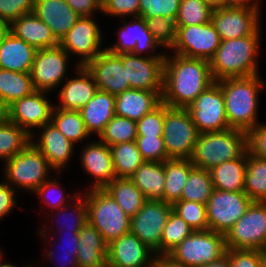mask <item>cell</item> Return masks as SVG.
Returning <instances> with one entry per match:
<instances>
[{
  "instance_id": "1",
  "label": "cell",
  "mask_w": 266,
  "mask_h": 267,
  "mask_svg": "<svg viewBox=\"0 0 266 267\" xmlns=\"http://www.w3.org/2000/svg\"><path fill=\"white\" fill-rule=\"evenodd\" d=\"M170 54L166 51L162 102L173 108H187L215 82L211 67L204 59Z\"/></svg>"
},
{
  "instance_id": "2",
  "label": "cell",
  "mask_w": 266,
  "mask_h": 267,
  "mask_svg": "<svg viewBox=\"0 0 266 267\" xmlns=\"http://www.w3.org/2000/svg\"><path fill=\"white\" fill-rule=\"evenodd\" d=\"M217 82L223 92L229 126L248 132L258 125L259 93L264 88L261 75L226 78Z\"/></svg>"
},
{
  "instance_id": "3",
  "label": "cell",
  "mask_w": 266,
  "mask_h": 267,
  "mask_svg": "<svg viewBox=\"0 0 266 267\" xmlns=\"http://www.w3.org/2000/svg\"><path fill=\"white\" fill-rule=\"evenodd\" d=\"M260 29L261 26L252 35L221 41L209 61L215 81L260 74L257 61L261 51Z\"/></svg>"
},
{
  "instance_id": "4",
  "label": "cell",
  "mask_w": 266,
  "mask_h": 267,
  "mask_svg": "<svg viewBox=\"0 0 266 267\" xmlns=\"http://www.w3.org/2000/svg\"><path fill=\"white\" fill-rule=\"evenodd\" d=\"M247 151V132L229 128L200 133L190 160L197 168L211 170L225 161L243 156Z\"/></svg>"
},
{
  "instance_id": "5",
  "label": "cell",
  "mask_w": 266,
  "mask_h": 267,
  "mask_svg": "<svg viewBox=\"0 0 266 267\" xmlns=\"http://www.w3.org/2000/svg\"><path fill=\"white\" fill-rule=\"evenodd\" d=\"M88 191V192H87ZM83 191L87 202L88 223L110 244L130 232L131 218L104 189Z\"/></svg>"
},
{
  "instance_id": "6",
  "label": "cell",
  "mask_w": 266,
  "mask_h": 267,
  "mask_svg": "<svg viewBox=\"0 0 266 267\" xmlns=\"http://www.w3.org/2000/svg\"><path fill=\"white\" fill-rule=\"evenodd\" d=\"M4 180L15 190L33 193L50 178V167L41 151L31 142L18 154L4 163Z\"/></svg>"
},
{
  "instance_id": "7",
  "label": "cell",
  "mask_w": 266,
  "mask_h": 267,
  "mask_svg": "<svg viewBox=\"0 0 266 267\" xmlns=\"http://www.w3.org/2000/svg\"><path fill=\"white\" fill-rule=\"evenodd\" d=\"M225 252V235L206 230L194 231L166 256L184 267H201L219 259Z\"/></svg>"
},
{
  "instance_id": "8",
  "label": "cell",
  "mask_w": 266,
  "mask_h": 267,
  "mask_svg": "<svg viewBox=\"0 0 266 267\" xmlns=\"http://www.w3.org/2000/svg\"><path fill=\"white\" fill-rule=\"evenodd\" d=\"M199 134L186 108L165 104L162 137L169 159H190Z\"/></svg>"
},
{
  "instance_id": "9",
  "label": "cell",
  "mask_w": 266,
  "mask_h": 267,
  "mask_svg": "<svg viewBox=\"0 0 266 267\" xmlns=\"http://www.w3.org/2000/svg\"><path fill=\"white\" fill-rule=\"evenodd\" d=\"M252 202L244 191L214 189L206 203L209 230L226 235Z\"/></svg>"
},
{
  "instance_id": "10",
  "label": "cell",
  "mask_w": 266,
  "mask_h": 267,
  "mask_svg": "<svg viewBox=\"0 0 266 267\" xmlns=\"http://www.w3.org/2000/svg\"><path fill=\"white\" fill-rule=\"evenodd\" d=\"M266 243V202H252L225 235L226 248L262 250Z\"/></svg>"
},
{
  "instance_id": "11",
  "label": "cell",
  "mask_w": 266,
  "mask_h": 267,
  "mask_svg": "<svg viewBox=\"0 0 266 267\" xmlns=\"http://www.w3.org/2000/svg\"><path fill=\"white\" fill-rule=\"evenodd\" d=\"M186 109L200 133L231 128L227 121L223 92L217 81L206 88Z\"/></svg>"
},
{
  "instance_id": "12",
  "label": "cell",
  "mask_w": 266,
  "mask_h": 267,
  "mask_svg": "<svg viewBox=\"0 0 266 267\" xmlns=\"http://www.w3.org/2000/svg\"><path fill=\"white\" fill-rule=\"evenodd\" d=\"M102 31L93 16H81L60 40L59 45L72 57H79L75 65L85 66L105 48L101 45Z\"/></svg>"
},
{
  "instance_id": "13",
  "label": "cell",
  "mask_w": 266,
  "mask_h": 267,
  "mask_svg": "<svg viewBox=\"0 0 266 267\" xmlns=\"http://www.w3.org/2000/svg\"><path fill=\"white\" fill-rule=\"evenodd\" d=\"M70 58L60 45L37 50L30 71L35 91L51 92L61 86V82L63 85Z\"/></svg>"
},
{
  "instance_id": "14",
  "label": "cell",
  "mask_w": 266,
  "mask_h": 267,
  "mask_svg": "<svg viewBox=\"0 0 266 267\" xmlns=\"http://www.w3.org/2000/svg\"><path fill=\"white\" fill-rule=\"evenodd\" d=\"M172 204L162 200H147L143 207L131 217L130 232L160 256V240Z\"/></svg>"
},
{
  "instance_id": "15",
  "label": "cell",
  "mask_w": 266,
  "mask_h": 267,
  "mask_svg": "<svg viewBox=\"0 0 266 267\" xmlns=\"http://www.w3.org/2000/svg\"><path fill=\"white\" fill-rule=\"evenodd\" d=\"M221 44L220 35L212 22L201 25L177 27L174 54L210 61Z\"/></svg>"
},
{
  "instance_id": "16",
  "label": "cell",
  "mask_w": 266,
  "mask_h": 267,
  "mask_svg": "<svg viewBox=\"0 0 266 267\" xmlns=\"http://www.w3.org/2000/svg\"><path fill=\"white\" fill-rule=\"evenodd\" d=\"M129 23L124 20L122 26L117 31L118 40L114 45L105 49L113 54H128L147 57H165L166 53L154 52L161 45L155 40L149 31L143 17H133ZM152 52V53H151ZM154 52V53H153ZM156 53V54H155Z\"/></svg>"
},
{
  "instance_id": "17",
  "label": "cell",
  "mask_w": 266,
  "mask_h": 267,
  "mask_svg": "<svg viewBox=\"0 0 266 267\" xmlns=\"http://www.w3.org/2000/svg\"><path fill=\"white\" fill-rule=\"evenodd\" d=\"M46 93L48 94L34 91L31 95L14 101L7 107V119L31 136L34 128L39 129L51 121L55 104L48 100Z\"/></svg>"
},
{
  "instance_id": "18",
  "label": "cell",
  "mask_w": 266,
  "mask_h": 267,
  "mask_svg": "<svg viewBox=\"0 0 266 267\" xmlns=\"http://www.w3.org/2000/svg\"><path fill=\"white\" fill-rule=\"evenodd\" d=\"M260 16L254 8L227 6L213 10L211 22L223 41L252 35L260 27Z\"/></svg>"
},
{
  "instance_id": "19",
  "label": "cell",
  "mask_w": 266,
  "mask_h": 267,
  "mask_svg": "<svg viewBox=\"0 0 266 267\" xmlns=\"http://www.w3.org/2000/svg\"><path fill=\"white\" fill-rule=\"evenodd\" d=\"M126 83L131 89L163 92L165 57L122 54Z\"/></svg>"
},
{
  "instance_id": "20",
  "label": "cell",
  "mask_w": 266,
  "mask_h": 267,
  "mask_svg": "<svg viewBox=\"0 0 266 267\" xmlns=\"http://www.w3.org/2000/svg\"><path fill=\"white\" fill-rule=\"evenodd\" d=\"M85 68L92 75L98 90L118 95L131 89L126 83L122 54H113L106 49L89 61Z\"/></svg>"
},
{
  "instance_id": "21",
  "label": "cell",
  "mask_w": 266,
  "mask_h": 267,
  "mask_svg": "<svg viewBox=\"0 0 266 267\" xmlns=\"http://www.w3.org/2000/svg\"><path fill=\"white\" fill-rule=\"evenodd\" d=\"M155 252L129 232L108 244L107 267H152Z\"/></svg>"
},
{
  "instance_id": "22",
  "label": "cell",
  "mask_w": 266,
  "mask_h": 267,
  "mask_svg": "<svg viewBox=\"0 0 266 267\" xmlns=\"http://www.w3.org/2000/svg\"><path fill=\"white\" fill-rule=\"evenodd\" d=\"M38 130L41 131L39 132L36 129L31 135V143L41 151L50 167L57 170V173L62 172L64 168H68V162L73 157L74 144L60 133L51 122ZM37 132L39 133L37 134Z\"/></svg>"
},
{
  "instance_id": "23",
  "label": "cell",
  "mask_w": 266,
  "mask_h": 267,
  "mask_svg": "<svg viewBox=\"0 0 266 267\" xmlns=\"http://www.w3.org/2000/svg\"><path fill=\"white\" fill-rule=\"evenodd\" d=\"M87 144V145H86ZM80 151V165L92 177L91 189H104L115 178L111 148L100 140L90 141Z\"/></svg>"
},
{
  "instance_id": "24",
  "label": "cell",
  "mask_w": 266,
  "mask_h": 267,
  "mask_svg": "<svg viewBox=\"0 0 266 267\" xmlns=\"http://www.w3.org/2000/svg\"><path fill=\"white\" fill-rule=\"evenodd\" d=\"M74 68L77 77L67 78L65 84L60 86L62 87L58 92L60 101L59 104H55L56 108L79 111L98 91L92 75L85 66L76 65Z\"/></svg>"
},
{
  "instance_id": "25",
  "label": "cell",
  "mask_w": 266,
  "mask_h": 267,
  "mask_svg": "<svg viewBox=\"0 0 266 267\" xmlns=\"http://www.w3.org/2000/svg\"><path fill=\"white\" fill-rule=\"evenodd\" d=\"M33 12L59 42L81 17L66 0H35Z\"/></svg>"
},
{
  "instance_id": "26",
  "label": "cell",
  "mask_w": 266,
  "mask_h": 267,
  "mask_svg": "<svg viewBox=\"0 0 266 267\" xmlns=\"http://www.w3.org/2000/svg\"><path fill=\"white\" fill-rule=\"evenodd\" d=\"M162 103V92L129 89L115 96V115L138 121Z\"/></svg>"
},
{
  "instance_id": "27",
  "label": "cell",
  "mask_w": 266,
  "mask_h": 267,
  "mask_svg": "<svg viewBox=\"0 0 266 267\" xmlns=\"http://www.w3.org/2000/svg\"><path fill=\"white\" fill-rule=\"evenodd\" d=\"M10 32L36 50L59 45L51 29L34 12L24 14L12 21Z\"/></svg>"
},
{
  "instance_id": "28",
  "label": "cell",
  "mask_w": 266,
  "mask_h": 267,
  "mask_svg": "<svg viewBox=\"0 0 266 267\" xmlns=\"http://www.w3.org/2000/svg\"><path fill=\"white\" fill-rule=\"evenodd\" d=\"M36 49L9 32L0 41V68L30 73Z\"/></svg>"
},
{
  "instance_id": "29",
  "label": "cell",
  "mask_w": 266,
  "mask_h": 267,
  "mask_svg": "<svg viewBox=\"0 0 266 267\" xmlns=\"http://www.w3.org/2000/svg\"><path fill=\"white\" fill-rule=\"evenodd\" d=\"M108 244L90 223L79 231L77 262L79 267H107Z\"/></svg>"
},
{
  "instance_id": "30",
  "label": "cell",
  "mask_w": 266,
  "mask_h": 267,
  "mask_svg": "<svg viewBox=\"0 0 266 267\" xmlns=\"http://www.w3.org/2000/svg\"><path fill=\"white\" fill-rule=\"evenodd\" d=\"M79 111L90 135L99 137L106 124L115 116V95L98 90Z\"/></svg>"
},
{
  "instance_id": "31",
  "label": "cell",
  "mask_w": 266,
  "mask_h": 267,
  "mask_svg": "<svg viewBox=\"0 0 266 267\" xmlns=\"http://www.w3.org/2000/svg\"><path fill=\"white\" fill-rule=\"evenodd\" d=\"M147 200H162L165 186L164 162L145 161L130 178Z\"/></svg>"
},
{
  "instance_id": "32",
  "label": "cell",
  "mask_w": 266,
  "mask_h": 267,
  "mask_svg": "<svg viewBox=\"0 0 266 267\" xmlns=\"http://www.w3.org/2000/svg\"><path fill=\"white\" fill-rule=\"evenodd\" d=\"M247 152L234 160L225 161L210 171L214 189L224 191H244Z\"/></svg>"
},
{
  "instance_id": "33",
  "label": "cell",
  "mask_w": 266,
  "mask_h": 267,
  "mask_svg": "<svg viewBox=\"0 0 266 267\" xmlns=\"http://www.w3.org/2000/svg\"><path fill=\"white\" fill-rule=\"evenodd\" d=\"M195 166L190 159H169L164 161L165 186L163 201L174 204L180 201L190 171Z\"/></svg>"
},
{
  "instance_id": "34",
  "label": "cell",
  "mask_w": 266,
  "mask_h": 267,
  "mask_svg": "<svg viewBox=\"0 0 266 267\" xmlns=\"http://www.w3.org/2000/svg\"><path fill=\"white\" fill-rule=\"evenodd\" d=\"M104 190L111 195L121 209L131 218L147 201L130 178H115Z\"/></svg>"
},
{
  "instance_id": "35",
  "label": "cell",
  "mask_w": 266,
  "mask_h": 267,
  "mask_svg": "<svg viewBox=\"0 0 266 267\" xmlns=\"http://www.w3.org/2000/svg\"><path fill=\"white\" fill-rule=\"evenodd\" d=\"M35 91L30 73H20L0 68V100L8 107L14 101Z\"/></svg>"
},
{
  "instance_id": "36",
  "label": "cell",
  "mask_w": 266,
  "mask_h": 267,
  "mask_svg": "<svg viewBox=\"0 0 266 267\" xmlns=\"http://www.w3.org/2000/svg\"><path fill=\"white\" fill-rule=\"evenodd\" d=\"M50 122L74 145L79 142L82 144L91 136L80 111L65 110L54 106Z\"/></svg>"
},
{
  "instance_id": "37",
  "label": "cell",
  "mask_w": 266,
  "mask_h": 267,
  "mask_svg": "<svg viewBox=\"0 0 266 267\" xmlns=\"http://www.w3.org/2000/svg\"><path fill=\"white\" fill-rule=\"evenodd\" d=\"M110 148L117 178H131L141 164L145 162L135 141L118 143L110 146Z\"/></svg>"
},
{
  "instance_id": "38",
  "label": "cell",
  "mask_w": 266,
  "mask_h": 267,
  "mask_svg": "<svg viewBox=\"0 0 266 267\" xmlns=\"http://www.w3.org/2000/svg\"><path fill=\"white\" fill-rule=\"evenodd\" d=\"M244 192L253 202H266V159L247 151Z\"/></svg>"
},
{
  "instance_id": "39",
  "label": "cell",
  "mask_w": 266,
  "mask_h": 267,
  "mask_svg": "<svg viewBox=\"0 0 266 267\" xmlns=\"http://www.w3.org/2000/svg\"><path fill=\"white\" fill-rule=\"evenodd\" d=\"M31 136L18 125L6 119L0 124V160H7L21 152L30 142Z\"/></svg>"
},
{
  "instance_id": "40",
  "label": "cell",
  "mask_w": 266,
  "mask_h": 267,
  "mask_svg": "<svg viewBox=\"0 0 266 267\" xmlns=\"http://www.w3.org/2000/svg\"><path fill=\"white\" fill-rule=\"evenodd\" d=\"M213 190L210 171L194 167L190 171L180 200L195 201L206 205Z\"/></svg>"
},
{
  "instance_id": "41",
  "label": "cell",
  "mask_w": 266,
  "mask_h": 267,
  "mask_svg": "<svg viewBox=\"0 0 266 267\" xmlns=\"http://www.w3.org/2000/svg\"><path fill=\"white\" fill-rule=\"evenodd\" d=\"M99 138L109 147L118 143L135 141L137 138L136 121L115 115L106 124Z\"/></svg>"
},
{
  "instance_id": "42",
  "label": "cell",
  "mask_w": 266,
  "mask_h": 267,
  "mask_svg": "<svg viewBox=\"0 0 266 267\" xmlns=\"http://www.w3.org/2000/svg\"><path fill=\"white\" fill-rule=\"evenodd\" d=\"M193 232L194 229L172 210L160 240V256H166Z\"/></svg>"
},
{
  "instance_id": "43",
  "label": "cell",
  "mask_w": 266,
  "mask_h": 267,
  "mask_svg": "<svg viewBox=\"0 0 266 267\" xmlns=\"http://www.w3.org/2000/svg\"><path fill=\"white\" fill-rule=\"evenodd\" d=\"M72 204H73V207H72V205L68 204L66 206H63L62 208L55 210L57 214H55L54 211H50L51 214L54 213L55 218H57L56 215H58L59 220H62V219H60L61 214H63V216L66 219H68L67 222H62V221L60 222V221L55 219L56 223L58 221L61 224L60 225L61 227L58 228L59 229L58 231L61 230L60 231L61 236L63 235L64 232L65 233L66 232L67 233H79V231L82 229V227L88 222L87 202H86L85 196L81 193V195L76 200H74ZM71 208H72V210H71ZM69 210H70V212H69ZM63 220H65V219H63ZM64 229H65V231H64Z\"/></svg>"
},
{
  "instance_id": "44",
  "label": "cell",
  "mask_w": 266,
  "mask_h": 267,
  "mask_svg": "<svg viewBox=\"0 0 266 267\" xmlns=\"http://www.w3.org/2000/svg\"><path fill=\"white\" fill-rule=\"evenodd\" d=\"M63 192L64 190L62 189L61 184L58 182V178L54 176L53 179L52 177L47 179L33 193H35L36 196H39V199H41V201L48 206V209L50 207L52 211L62 208L69 203H73V201L76 200L82 193L76 192L69 195L68 193L65 194Z\"/></svg>"
},
{
  "instance_id": "45",
  "label": "cell",
  "mask_w": 266,
  "mask_h": 267,
  "mask_svg": "<svg viewBox=\"0 0 266 267\" xmlns=\"http://www.w3.org/2000/svg\"><path fill=\"white\" fill-rule=\"evenodd\" d=\"M212 9L203 0H182L176 26L201 25L211 22Z\"/></svg>"
},
{
  "instance_id": "46",
  "label": "cell",
  "mask_w": 266,
  "mask_h": 267,
  "mask_svg": "<svg viewBox=\"0 0 266 267\" xmlns=\"http://www.w3.org/2000/svg\"><path fill=\"white\" fill-rule=\"evenodd\" d=\"M172 207L173 211L188 223L194 231L209 230L205 204L180 200L175 202Z\"/></svg>"
},
{
  "instance_id": "47",
  "label": "cell",
  "mask_w": 266,
  "mask_h": 267,
  "mask_svg": "<svg viewBox=\"0 0 266 267\" xmlns=\"http://www.w3.org/2000/svg\"><path fill=\"white\" fill-rule=\"evenodd\" d=\"M155 40L171 50L177 39L176 20L164 16L143 17Z\"/></svg>"
},
{
  "instance_id": "48",
  "label": "cell",
  "mask_w": 266,
  "mask_h": 267,
  "mask_svg": "<svg viewBox=\"0 0 266 267\" xmlns=\"http://www.w3.org/2000/svg\"><path fill=\"white\" fill-rule=\"evenodd\" d=\"M182 0H139V17L177 18Z\"/></svg>"
},
{
  "instance_id": "49",
  "label": "cell",
  "mask_w": 266,
  "mask_h": 267,
  "mask_svg": "<svg viewBox=\"0 0 266 267\" xmlns=\"http://www.w3.org/2000/svg\"><path fill=\"white\" fill-rule=\"evenodd\" d=\"M165 104L162 102L152 112L136 121L137 136L162 137L164 128Z\"/></svg>"
},
{
  "instance_id": "50",
  "label": "cell",
  "mask_w": 266,
  "mask_h": 267,
  "mask_svg": "<svg viewBox=\"0 0 266 267\" xmlns=\"http://www.w3.org/2000/svg\"><path fill=\"white\" fill-rule=\"evenodd\" d=\"M135 142L145 161L164 162L169 160L163 137L137 136Z\"/></svg>"
},
{
  "instance_id": "51",
  "label": "cell",
  "mask_w": 266,
  "mask_h": 267,
  "mask_svg": "<svg viewBox=\"0 0 266 267\" xmlns=\"http://www.w3.org/2000/svg\"><path fill=\"white\" fill-rule=\"evenodd\" d=\"M230 267H263L262 251L256 249L226 248Z\"/></svg>"
},
{
  "instance_id": "52",
  "label": "cell",
  "mask_w": 266,
  "mask_h": 267,
  "mask_svg": "<svg viewBox=\"0 0 266 267\" xmlns=\"http://www.w3.org/2000/svg\"><path fill=\"white\" fill-rule=\"evenodd\" d=\"M64 235L67 236L66 239H64V241L66 243L62 240L65 244L63 243V244H61V246L62 247L64 246V249L66 248V250H64L66 253H65V256L62 255L63 256L62 261H64V262H62V264L59 263V265H60V267H62V265H63V267H68V265H69V267H79L78 262H77V257H76L77 253H78V246H79V233H67V234L65 233ZM48 250H47V248L44 250L45 251V253H44L45 257L44 258L48 259L49 262L50 261L52 262L53 260H55L56 256H55V253L53 250H50L49 248H48ZM59 260H60V258H59Z\"/></svg>"
},
{
  "instance_id": "53",
  "label": "cell",
  "mask_w": 266,
  "mask_h": 267,
  "mask_svg": "<svg viewBox=\"0 0 266 267\" xmlns=\"http://www.w3.org/2000/svg\"><path fill=\"white\" fill-rule=\"evenodd\" d=\"M102 13L111 17H139V0H102Z\"/></svg>"
},
{
  "instance_id": "54",
  "label": "cell",
  "mask_w": 266,
  "mask_h": 267,
  "mask_svg": "<svg viewBox=\"0 0 266 267\" xmlns=\"http://www.w3.org/2000/svg\"><path fill=\"white\" fill-rule=\"evenodd\" d=\"M35 0H0V19L11 23L20 16L33 12Z\"/></svg>"
},
{
  "instance_id": "55",
  "label": "cell",
  "mask_w": 266,
  "mask_h": 267,
  "mask_svg": "<svg viewBox=\"0 0 266 267\" xmlns=\"http://www.w3.org/2000/svg\"><path fill=\"white\" fill-rule=\"evenodd\" d=\"M247 147L251 155L266 159V122L259 123L247 132Z\"/></svg>"
},
{
  "instance_id": "56",
  "label": "cell",
  "mask_w": 266,
  "mask_h": 267,
  "mask_svg": "<svg viewBox=\"0 0 266 267\" xmlns=\"http://www.w3.org/2000/svg\"><path fill=\"white\" fill-rule=\"evenodd\" d=\"M16 190L6 181L0 182V219L9 215L17 205Z\"/></svg>"
},
{
  "instance_id": "57",
  "label": "cell",
  "mask_w": 266,
  "mask_h": 267,
  "mask_svg": "<svg viewBox=\"0 0 266 267\" xmlns=\"http://www.w3.org/2000/svg\"><path fill=\"white\" fill-rule=\"evenodd\" d=\"M72 9L80 16H93L102 12V0H66Z\"/></svg>"
},
{
  "instance_id": "58",
  "label": "cell",
  "mask_w": 266,
  "mask_h": 267,
  "mask_svg": "<svg viewBox=\"0 0 266 267\" xmlns=\"http://www.w3.org/2000/svg\"><path fill=\"white\" fill-rule=\"evenodd\" d=\"M261 0H225V7L236 6V7H248L254 8L261 11V5L259 4Z\"/></svg>"
},
{
  "instance_id": "59",
  "label": "cell",
  "mask_w": 266,
  "mask_h": 267,
  "mask_svg": "<svg viewBox=\"0 0 266 267\" xmlns=\"http://www.w3.org/2000/svg\"><path fill=\"white\" fill-rule=\"evenodd\" d=\"M152 267H184L172 262L167 256H156Z\"/></svg>"
},
{
  "instance_id": "60",
  "label": "cell",
  "mask_w": 266,
  "mask_h": 267,
  "mask_svg": "<svg viewBox=\"0 0 266 267\" xmlns=\"http://www.w3.org/2000/svg\"><path fill=\"white\" fill-rule=\"evenodd\" d=\"M201 267H230L229 256L225 253L219 259Z\"/></svg>"
},
{
  "instance_id": "61",
  "label": "cell",
  "mask_w": 266,
  "mask_h": 267,
  "mask_svg": "<svg viewBox=\"0 0 266 267\" xmlns=\"http://www.w3.org/2000/svg\"><path fill=\"white\" fill-rule=\"evenodd\" d=\"M10 32V23L0 19V41Z\"/></svg>"
},
{
  "instance_id": "62",
  "label": "cell",
  "mask_w": 266,
  "mask_h": 267,
  "mask_svg": "<svg viewBox=\"0 0 266 267\" xmlns=\"http://www.w3.org/2000/svg\"><path fill=\"white\" fill-rule=\"evenodd\" d=\"M212 10L225 7V0H203Z\"/></svg>"
},
{
  "instance_id": "63",
  "label": "cell",
  "mask_w": 266,
  "mask_h": 267,
  "mask_svg": "<svg viewBox=\"0 0 266 267\" xmlns=\"http://www.w3.org/2000/svg\"><path fill=\"white\" fill-rule=\"evenodd\" d=\"M7 119V107L0 100V124Z\"/></svg>"
},
{
  "instance_id": "64",
  "label": "cell",
  "mask_w": 266,
  "mask_h": 267,
  "mask_svg": "<svg viewBox=\"0 0 266 267\" xmlns=\"http://www.w3.org/2000/svg\"><path fill=\"white\" fill-rule=\"evenodd\" d=\"M4 260L2 259V261L0 262V267H16V265H13L12 263L10 262H3ZM25 267H33L32 264H28V266H25Z\"/></svg>"
},
{
  "instance_id": "65",
  "label": "cell",
  "mask_w": 266,
  "mask_h": 267,
  "mask_svg": "<svg viewBox=\"0 0 266 267\" xmlns=\"http://www.w3.org/2000/svg\"><path fill=\"white\" fill-rule=\"evenodd\" d=\"M263 257V267H266V253H262Z\"/></svg>"
},
{
  "instance_id": "66",
  "label": "cell",
  "mask_w": 266,
  "mask_h": 267,
  "mask_svg": "<svg viewBox=\"0 0 266 267\" xmlns=\"http://www.w3.org/2000/svg\"><path fill=\"white\" fill-rule=\"evenodd\" d=\"M262 253H266V243H265V245H264V247L262 248Z\"/></svg>"
},
{
  "instance_id": "67",
  "label": "cell",
  "mask_w": 266,
  "mask_h": 267,
  "mask_svg": "<svg viewBox=\"0 0 266 267\" xmlns=\"http://www.w3.org/2000/svg\"><path fill=\"white\" fill-rule=\"evenodd\" d=\"M2 251H3V250H0V262H1L2 259H3V257H2V254H3Z\"/></svg>"
}]
</instances>
